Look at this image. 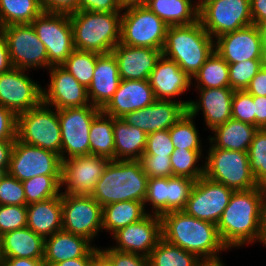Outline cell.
<instances>
[{"label": "cell", "mask_w": 266, "mask_h": 266, "mask_svg": "<svg viewBox=\"0 0 266 266\" xmlns=\"http://www.w3.org/2000/svg\"><path fill=\"white\" fill-rule=\"evenodd\" d=\"M265 205V187L233 192L217 223L219 236L227 249L259 241Z\"/></svg>", "instance_id": "cell-1"}, {"label": "cell", "mask_w": 266, "mask_h": 266, "mask_svg": "<svg viewBox=\"0 0 266 266\" xmlns=\"http://www.w3.org/2000/svg\"><path fill=\"white\" fill-rule=\"evenodd\" d=\"M162 238L199 259L218 258L227 250L217 225L188 215L184 210L171 211L161 216Z\"/></svg>", "instance_id": "cell-2"}, {"label": "cell", "mask_w": 266, "mask_h": 266, "mask_svg": "<svg viewBox=\"0 0 266 266\" xmlns=\"http://www.w3.org/2000/svg\"><path fill=\"white\" fill-rule=\"evenodd\" d=\"M147 180L139 160H110L91 196L102 207L122 201L144 203Z\"/></svg>", "instance_id": "cell-3"}, {"label": "cell", "mask_w": 266, "mask_h": 266, "mask_svg": "<svg viewBox=\"0 0 266 266\" xmlns=\"http://www.w3.org/2000/svg\"><path fill=\"white\" fill-rule=\"evenodd\" d=\"M214 41L200 20L190 25L168 26L162 55L175 61L193 80L214 52Z\"/></svg>", "instance_id": "cell-4"}, {"label": "cell", "mask_w": 266, "mask_h": 266, "mask_svg": "<svg viewBox=\"0 0 266 266\" xmlns=\"http://www.w3.org/2000/svg\"><path fill=\"white\" fill-rule=\"evenodd\" d=\"M121 16L122 11L70 13L74 49L98 54L111 53L120 43Z\"/></svg>", "instance_id": "cell-5"}, {"label": "cell", "mask_w": 266, "mask_h": 266, "mask_svg": "<svg viewBox=\"0 0 266 266\" xmlns=\"http://www.w3.org/2000/svg\"><path fill=\"white\" fill-rule=\"evenodd\" d=\"M204 176L211 181L224 184L234 191H246L258 187L250 170L247 152L215 148L210 143Z\"/></svg>", "instance_id": "cell-6"}, {"label": "cell", "mask_w": 266, "mask_h": 266, "mask_svg": "<svg viewBox=\"0 0 266 266\" xmlns=\"http://www.w3.org/2000/svg\"><path fill=\"white\" fill-rule=\"evenodd\" d=\"M16 139L53 151L61 157L62 140L58 110L41 102L38 106L17 115Z\"/></svg>", "instance_id": "cell-7"}, {"label": "cell", "mask_w": 266, "mask_h": 266, "mask_svg": "<svg viewBox=\"0 0 266 266\" xmlns=\"http://www.w3.org/2000/svg\"><path fill=\"white\" fill-rule=\"evenodd\" d=\"M120 43L162 50L168 26L146 6L122 9Z\"/></svg>", "instance_id": "cell-8"}, {"label": "cell", "mask_w": 266, "mask_h": 266, "mask_svg": "<svg viewBox=\"0 0 266 266\" xmlns=\"http://www.w3.org/2000/svg\"><path fill=\"white\" fill-rule=\"evenodd\" d=\"M31 24L46 47L48 69L61 66L74 50L69 14L43 11Z\"/></svg>", "instance_id": "cell-9"}, {"label": "cell", "mask_w": 266, "mask_h": 266, "mask_svg": "<svg viewBox=\"0 0 266 266\" xmlns=\"http://www.w3.org/2000/svg\"><path fill=\"white\" fill-rule=\"evenodd\" d=\"M101 111V109L91 104L58 110L62 140V161L90 154V126L93 119Z\"/></svg>", "instance_id": "cell-10"}, {"label": "cell", "mask_w": 266, "mask_h": 266, "mask_svg": "<svg viewBox=\"0 0 266 266\" xmlns=\"http://www.w3.org/2000/svg\"><path fill=\"white\" fill-rule=\"evenodd\" d=\"M199 20L205 31L217 38L253 24L250 0H209L199 8Z\"/></svg>", "instance_id": "cell-11"}, {"label": "cell", "mask_w": 266, "mask_h": 266, "mask_svg": "<svg viewBox=\"0 0 266 266\" xmlns=\"http://www.w3.org/2000/svg\"><path fill=\"white\" fill-rule=\"evenodd\" d=\"M7 43L13 68H48L45 45L39 40L32 24H13L0 28Z\"/></svg>", "instance_id": "cell-12"}, {"label": "cell", "mask_w": 266, "mask_h": 266, "mask_svg": "<svg viewBox=\"0 0 266 266\" xmlns=\"http://www.w3.org/2000/svg\"><path fill=\"white\" fill-rule=\"evenodd\" d=\"M62 229L92 242L102 230V206L91 196L61 193Z\"/></svg>", "instance_id": "cell-13"}, {"label": "cell", "mask_w": 266, "mask_h": 266, "mask_svg": "<svg viewBox=\"0 0 266 266\" xmlns=\"http://www.w3.org/2000/svg\"><path fill=\"white\" fill-rule=\"evenodd\" d=\"M62 160L53 151L14 141L8 173L23 182L35 176H61Z\"/></svg>", "instance_id": "cell-14"}, {"label": "cell", "mask_w": 266, "mask_h": 266, "mask_svg": "<svg viewBox=\"0 0 266 266\" xmlns=\"http://www.w3.org/2000/svg\"><path fill=\"white\" fill-rule=\"evenodd\" d=\"M234 190L205 176L196 180L184 211L192 217L217 225Z\"/></svg>", "instance_id": "cell-15"}, {"label": "cell", "mask_w": 266, "mask_h": 266, "mask_svg": "<svg viewBox=\"0 0 266 266\" xmlns=\"http://www.w3.org/2000/svg\"><path fill=\"white\" fill-rule=\"evenodd\" d=\"M25 70L12 68L0 74V105L16 116L42 102V87L25 74Z\"/></svg>", "instance_id": "cell-16"}, {"label": "cell", "mask_w": 266, "mask_h": 266, "mask_svg": "<svg viewBox=\"0 0 266 266\" xmlns=\"http://www.w3.org/2000/svg\"><path fill=\"white\" fill-rule=\"evenodd\" d=\"M109 159L89 154L62 161L61 188L68 194L91 195Z\"/></svg>", "instance_id": "cell-17"}, {"label": "cell", "mask_w": 266, "mask_h": 266, "mask_svg": "<svg viewBox=\"0 0 266 266\" xmlns=\"http://www.w3.org/2000/svg\"><path fill=\"white\" fill-rule=\"evenodd\" d=\"M112 237L117 244L111 249L148 257L162 238L161 216L150 212L140 221L119 229Z\"/></svg>", "instance_id": "cell-18"}, {"label": "cell", "mask_w": 266, "mask_h": 266, "mask_svg": "<svg viewBox=\"0 0 266 266\" xmlns=\"http://www.w3.org/2000/svg\"><path fill=\"white\" fill-rule=\"evenodd\" d=\"M214 40H217L214 41V51L228 64L264 60L261 34L254 24L225 33Z\"/></svg>", "instance_id": "cell-19"}, {"label": "cell", "mask_w": 266, "mask_h": 266, "mask_svg": "<svg viewBox=\"0 0 266 266\" xmlns=\"http://www.w3.org/2000/svg\"><path fill=\"white\" fill-rule=\"evenodd\" d=\"M190 101L156 99L143 109L127 113L122 119L146 134L170 129L186 114Z\"/></svg>", "instance_id": "cell-20"}, {"label": "cell", "mask_w": 266, "mask_h": 266, "mask_svg": "<svg viewBox=\"0 0 266 266\" xmlns=\"http://www.w3.org/2000/svg\"><path fill=\"white\" fill-rule=\"evenodd\" d=\"M50 84L42 89V102L51 108L66 109L90 105L87 88L62 66H51Z\"/></svg>", "instance_id": "cell-21"}, {"label": "cell", "mask_w": 266, "mask_h": 266, "mask_svg": "<svg viewBox=\"0 0 266 266\" xmlns=\"http://www.w3.org/2000/svg\"><path fill=\"white\" fill-rule=\"evenodd\" d=\"M156 100L149 80H121L116 92L102 111L114 118L149 106Z\"/></svg>", "instance_id": "cell-22"}, {"label": "cell", "mask_w": 266, "mask_h": 266, "mask_svg": "<svg viewBox=\"0 0 266 266\" xmlns=\"http://www.w3.org/2000/svg\"><path fill=\"white\" fill-rule=\"evenodd\" d=\"M111 53L116 58L121 80H149L162 50L118 43Z\"/></svg>", "instance_id": "cell-23"}, {"label": "cell", "mask_w": 266, "mask_h": 266, "mask_svg": "<svg viewBox=\"0 0 266 266\" xmlns=\"http://www.w3.org/2000/svg\"><path fill=\"white\" fill-rule=\"evenodd\" d=\"M198 90L200 101H190L187 108L193 118L202 110L205 124L211 131L232 118L231 102L235 90L230 87Z\"/></svg>", "instance_id": "cell-24"}, {"label": "cell", "mask_w": 266, "mask_h": 266, "mask_svg": "<svg viewBox=\"0 0 266 266\" xmlns=\"http://www.w3.org/2000/svg\"><path fill=\"white\" fill-rule=\"evenodd\" d=\"M149 82L157 100H169L184 94L193 85L192 79L179 65L163 55L158 59L151 72Z\"/></svg>", "instance_id": "cell-25"}, {"label": "cell", "mask_w": 266, "mask_h": 266, "mask_svg": "<svg viewBox=\"0 0 266 266\" xmlns=\"http://www.w3.org/2000/svg\"><path fill=\"white\" fill-rule=\"evenodd\" d=\"M120 81L115 56L112 53L101 54L97 58L92 82L87 89L91 105L102 110L112 99Z\"/></svg>", "instance_id": "cell-26"}, {"label": "cell", "mask_w": 266, "mask_h": 266, "mask_svg": "<svg viewBox=\"0 0 266 266\" xmlns=\"http://www.w3.org/2000/svg\"><path fill=\"white\" fill-rule=\"evenodd\" d=\"M91 245L85 237L62 229L44 239L43 261L45 266H54L64 260L84 257L95 247Z\"/></svg>", "instance_id": "cell-27"}, {"label": "cell", "mask_w": 266, "mask_h": 266, "mask_svg": "<svg viewBox=\"0 0 266 266\" xmlns=\"http://www.w3.org/2000/svg\"><path fill=\"white\" fill-rule=\"evenodd\" d=\"M27 227L43 239L62 230L61 194L27 205Z\"/></svg>", "instance_id": "cell-28"}, {"label": "cell", "mask_w": 266, "mask_h": 266, "mask_svg": "<svg viewBox=\"0 0 266 266\" xmlns=\"http://www.w3.org/2000/svg\"><path fill=\"white\" fill-rule=\"evenodd\" d=\"M0 258H44V239L28 227L0 236Z\"/></svg>", "instance_id": "cell-29"}, {"label": "cell", "mask_w": 266, "mask_h": 266, "mask_svg": "<svg viewBox=\"0 0 266 266\" xmlns=\"http://www.w3.org/2000/svg\"><path fill=\"white\" fill-rule=\"evenodd\" d=\"M257 130L256 126L230 118L212 130L215 135L209 137V143L215 148L247 152Z\"/></svg>", "instance_id": "cell-30"}, {"label": "cell", "mask_w": 266, "mask_h": 266, "mask_svg": "<svg viewBox=\"0 0 266 266\" xmlns=\"http://www.w3.org/2000/svg\"><path fill=\"white\" fill-rule=\"evenodd\" d=\"M113 135L115 160H140L146 149L147 134L144 131L122 118H114Z\"/></svg>", "instance_id": "cell-31"}, {"label": "cell", "mask_w": 266, "mask_h": 266, "mask_svg": "<svg viewBox=\"0 0 266 266\" xmlns=\"http://www.w3.org/2000/svg\"><path fill=\"white\" fill-rule=\"evenodd\" d=\"M193 0H148L146 7L167 26L190 25L199 20L198 4Z\"/></svg>", "instance_id": "cell-32"}, {"label": "cell", "mask_w": 266, "mask_h": 266, "mask_svg": "<svg viewBox=\"0 0 266 266\" xmlns=\"http://www.w3.org/2000/svg\"><path fill=\"white\" fill-rule=\"evenodd\" d=\"M144 203L140 201H122L102 207V230L112 234L121 228L140 221L146 213Z\"/></svg>", "instance_id": "cell-33"}, {"label": "cell", "mask_w": 266, "mask_h": 266, "mask_svg": "<svg viewBox=\"0 0 266 266\" xmlns=\"http://www.w3.org/2000/svg\"><path fill=\"white\" fill-rule=\"evenodd\" d=\"M114 117L101 111L90 126V154L115 160Z\"/></svg>", "instance_id": "cell-34"}, {"label": "cell", "mask_w": 266, "mask_h": 266, "mask_svg": "<svg viewBox=\"0 0 266 266\" xmlns=\"http://www.w3.org/2000/svg\"><path fill=\"white\" fill-rule=\"evenodd\" d=\"M42 12L40 0H0V28L31 24Z\"/></svg>", "instance_id": "cell-35"}, {"label": "cell", "mask_w": 266, "mask_h": 266, "mask_svg": "<svg viewBox=\"0 0 266 266\" xmlns=\"http://www.w3.org/2000/svg\"><path fill=\"white\" fill-rule=\"evenodd\" d=\"M193 78L197 89L229 87V64L214 51Z\"/></svg>", "instance_id": "cell-36"}, {"label": "cell", "mask_w": 266, "mask_h": 266, "mask_svg": "<svg viewBox=\"0 0 266 266\" xmlns=\"http://www.w3.org/2000/svg\"><path fill=\"white\" fill-rule=\"evenodd\" d=\"M148 261L149 266H197L200 259L161 238L148 256Z\"/></svg>", "instance_id": "cell-37"}, {"label": "cell", "mask_w": 266, "mask_h": 266, "mask_svg": "<svg viewBox=\"0 0 266 266\" xmlns=\"http://www.w3.org/2000/svg\"><path fill=\"white\" fill-rule=\"evenodd\" d=\"M100 55L95 52L74 49L61 66L88 89L92 82L97 58Z\"/></svg>", "instance_id": "cell-38"}, {"label": "cell", "mask_w": 266, "mask_h": 266, "mask_svg": "<svg viewBox=\"0 0 266 266\" xmlns=\"http://www.w3.org/2000/svg\"><path fill=\"white\" fill-rule=\"evenodd\" d=\"M26 205L37 203L61 194V176H35L22 182Z\"/></svg>", "instance_id": "cell-39"}, {"label": "cell", "mask_w": 266, "mask_h": 266, "mask_svg": "<svg viewBox=\"0 0 266 266\" xmlns=\"http://www.w3.org/2000/svg\"><path fill=\"white\" fill-rule=\"evenodd\" d=\"M194 118L186 112L170 129L169 134L175 149L202 150L201 140Z\"/></svg>", "instance_id": "cell-40"}, {"label": "cell", "mask_w": 266, "mask_h": 266, "mask_svg": "<svg viewBox=\"0 0 266 266\" xmlns=\"http://www.w3.org/2000/svg\"><path fill=\"white\" fill-rule=\"evenodd\" d=\"M202 150L174 149L171 157L173 176H184L198 180L204 176V165L197 166L203 156Z\"/></svg>", "instance_id": "cell-41"}, {"label": "cell", "mask_w": 266, "mask_h": 266, "mask_svg": "<svg viewBox=\"0 0 266 266\" xmlns=\"http://www.w3.org/2000/svg\"><path fill=\"white\" fill-rule=\"evenodd\" d=\"M247 153L256 183L266 188V129H258L255 132Z\"/></svg>", "instance_id": "cell-42"}, {"label": "cell", "mask_w": 266, "mask_h": 266, "mask_svg": "<svg viewBox=\"0 0 266 266\" xmlns=\"http://www.w3.org/2000/svg\"><path fill=\"white\" fill-rule=\"evenodd\" d=\"M195 182L184 176L167 177V213L185 209Z\"/></svg>", "instance_id": "cell-43"}, {"label": "cell", "mask_w": 266, "mask_h": 266, "mask_svg": "<svg viewBox=\"0 0 266 266\" xmlns=\"http://www.w3.org/2000/svg\"><path fill=\"white\" fill-rule=\"evenodd\" d=\"M264 66V60H247L229 64V87L246 90L252 78Z\"/></svg>", "instance_id": "cell-44"}, {"label": "cell", "mask_w": 266, "mask_h": 266, "mask_svg": "<svg viewBox=\"0 0 266 266\" xmlns=\"http://www.w3.org/2000/svg\"><path fill=\"white\" fill-rule=\"evenodd\" d=\"M146 203H151L153 215L162 216L167 213V177L148 178L144 207Z\"/></svg>", "instance_id": "cell-45"}, {"label": "cell", "mask_w": 266, "mask_h": 266, "mask_svg": "<svg viewBox=\"0 0 266 266\" xmlns=\"http://www.w3.org/2000/svg\"><path fill=\"white\" fill-rule=\"evenodd\" d=\"M27 227V205H0V236Z\"/></svg>", "instance_id": "cell-46"}, {"label": "cell", "mask_w": 266, "mask_h": 266, "mask_svg": "<svg viewBox=\"0 0 266 266\" xmlns=\"http://www.w3.org/2000/svg\"><path fill=\"white\" fill-rule=\"evenodd\" d=\"M253 96L246 90H235L231 102L232 118L255 126Z\"/></svg>", "instance_id": "cell-47"}, {"label": "cell", "mask_w": 266, "mask_h": 266, "mask_svg": "<svg viewBox=\"0 0 266 266\" xmlns=\"http://www.w3.org/2000/svg\"><path fill=\"white\" fill-rule=\"evenodd\" d=\"M0 205H26L22 182L9 173L0 181Z\"/></svg>", "instance_id": "cell-48"}, {"label": "cell", "mask_w": 266, "mask_h": 266, "mask_svg": "<svg viewBox=\"0 0 266 266\" xmlns=\"http://www.w3.org/2000/svg\"><path fill=\"white\" fill-rule=\"evenodd\" d=\"M139 161L148 178L173 176L170 156L143 154Z\"/></svg>", "instance_id": "cell-49"}, {"label": "cell", "mask_w": 266, "mask_h": 266, "mask_svg": "<svg viewBox=\"0 0 266 266\" xmlns=\"http://www.w3.org/2000/svg\"><path fill=\"white\" fill-rule=\"evenodd\" d=\"M174 149L169 129H165L147 134L146 149L143 154L171 156Z\"/></svg>", "instance_id": "cell-50"}, {"label": "cell", "mask_w": 266, "mask_h": 266, "mask_svg": "<svg viewBox=\"0 0 266 266\" xmlns=\"http://www.w3.org/2000/svg\"><path fill=\"white\" fill-rule=\"evenodd\" d=\"M99 250L114 264V266H149L148 257L141 254L120 252L111 248Z\"/></svg>", "instance_id": "cell-51"}, {"label": "cell", "mask_w": 266, "mask_h": 266, "mask_svg": "<svg viewBox=\"0 0 266 266\" xmlns=\"http://www.w3.org/2000/svg\"><path fill=\"white\" fill-rule=\"evenodd\" d=\"M17 116L0 105V140H16Z\"/></svg>", "instance_id": "cell-52"}, {"label": "cell", "mask_w": 266, "mask_h": 266, "mask_svg": "<svg viewBox=\"0 0 266 266\" xmlns=\"http://www.w3.org/2000/svg\"><path fill=\"white\" fill-rule=\"evenodd\" d=\"M78 11H123L119 0H78Z\"/></svg>", "instance_id": "cell-53"}, {"label": "cell", "mask_w": 266, "mask_h": 266, "mask_svg": "<svg viewBox=\"0 0 266 266\" xmlns=\"http://www.w3.org/2000/svg\"><path fill=\"white\" fill-rule=\"evenodd\" d=\"M44 12L67 13L78 11V0H40Z\"/></svg>", "instance_id": "cell-54"}, {"label": "cell", "mask_w": 266, "mask_h": 266, "mask_svg": "<svg viewBox=\"0 0 266 266\" xmlns=\"http://www.w3.org/2000/svg\"><path fill=\"white\" fill-rule=\"evenodd\" d=\"M246 91L252 96L266 97V68L263 66L258 73L252 78Z\"/></svg>", "instance_id": "cell-55"}, {"label": "cell", "mask_w": 266, "mask_h": 266, "mask_svg": "<svg viewBox=\"0 0 266 266\" xmlns=\"http://www.w3.org/2000/svg\"><path fill=\"white\" fill-rule=\"evenodd\" d=\"M255 126L258 129H266V97L253 96Z\"/></svg>", "instance_id": "cell-56"}, {"label": "cell", "mask_w": 266, "mask_h": 266, "mask_svg": "<svg viewBox=\"0 0 266 266\" xmlns=\"http://www.w3.org/2000/svg\"><path fill=\"white\" fill-rule=\"evenodd\" d=\"M250 12L254 25L266 21V0H250Z\"/></svg>", "instance_id": "cell-57"}, {"label": "cell", "mask_w": 266, "mask_h": 266, "mask_svg": "<svg viewBox=\"0 0 266 266\" xmlns=\"http://www.w3.org/2000/svg\"><path fill=\"white\" fill-rule=\"evenodd\" d=\"M99 251L98 247H94L86 256L68 259L56 263L54 266H92L94 255Z\"/></svg>", "instance_id": "cell-58"}, {"label": "cell", "mask_w": 266, "mask_h": 266, "mask_svg": "<svg viewBox=\"0 0 266 266\" xmlns=\"http://www.w3.org/2000/svg\"><path fill=\"white\" fill-rule=\"evenodd\" d=\"M2 266H45L43 259L0 258Z\"/></svg>", "instance_id": "cell-59"}, {"label": "cell", "mask_w": 266, "mask_h": 266, "mask_svg": "<svg viewBox=\"0 0 266 266\" xmlns=\"http://www.w3.org/2000/svg\"><path fill=\"white\" fill-rule=\"evenodd\" d=\"M13 68L7 43L0 33V74Z\"/></svg>", "instance_id": "cell-60"}, {"label": "cell", "mask_w": 266, "mask_h": 266, "mask_svg": "<svg viewBox=\"0 0 266 266\" xmlns=\"http://www.w3.org/2000/svg\"><path fill=\"white\" fill-rule=\"evenodd\" d=\"M15 140H0V167L9 168Z\"/></svg>", "instance_id": "cell-61"}, {"label": "cell", "mask_w": 266, "mask_h": 266, "mask_svg": "<svg viewBox=\"0 0 266 266\" xmlns=\"http://www.w3.org/2000/svg\"><path fill=\"white\" fill-rule=\"evenodd\" d=\"M92 266H114V264L99 250L94 255Z\"/></svg>", "instance_id": "cell-62"}, {"label": "cell", "mask_w": 266, "mask_h": 266, "mask_svg": "<svg viewBox=\"0 0 266 266\" xmlns=\"http://www.w3.org/2000/svg\"><path fill=\"white\" fill-rule=\"evenodd\" d=\"M121 8L127 9L131 7L146 6L148 0H119Z\"/></svg>", "instance_id": "cell-63"}, {"label": "cell", "mask_w": 266, "mask_h": 266, "mask_svg": "<svg viewBox=\"0 0 266 266\" xmlns=\"http://www.w3.org/2000/svg\"><path fill=\"white\" fill-rule=\"evenodd\" d=\"M220 258L200 259L197 266H224Z\"/></svg>", "instance_id": "cell-64"}, {"label": "cell", "mask_w": 266, "mask_h": 266, "mask_svg": "<svg viewBox=\"0 0 266 266\" xmlns=\"http://www.w3.org/2000/svg\"><path fill=\"white\" fill-rule=\"evenodd\" d=\"M261 34L262 46H263V56L266 58V21L257 25Z\"/></svg>", "instance_id": "cell-65"}, {"label": "cell", "mask_w": 266, "mask_h": 266, "mask_svg": "<svg viewBox=\"0 0 266 266\" xmlns=\"http://www.w3.org/2000/svg\"><path fill=\"white\" fill-rule=\"evenodd\" d=\"M258 242L266 246V205L264 208L262 224H261V236Z\"/></svg>", "instance_id": "cell-66"}, {"label": "cell", "mask_w": 266, "mask_h": 266, "mask_svg": "<svg viewBox=\"0 0 266 266\" xmlns=\"http://www.w3.org/2000/svg\"><path fill=\"white\" fill-rule=\"evenodd\" d=\"M8 169L0 167V181L8 174Z\"/></svg>", "instance_id": "cell-67"}, {"label": "cell", "mask_w": 266, "mask_h": 266, "mask_svg": "<svg viewBox=\"0 0 266 266\" xmlns=\"http://www.w3.org/2000/svg\"><path fill=\"white\" fill-rule=\"evenodd\" d=\"M206 1H209V0H201L198 4V7L200 8Z\"/></svg>", "instance_id": "cell-68"}, {"label": "cell", "mask_w": 266, "mask_h": 266, "mask_svg": "<svg viewBox=\"0 0 266 266\" xmlns=\"http://www.w3.org/2000/svg\"><path fill=\"white\" fill-rule=\"evenodd\" d=\"M264 67L266 68V58H264Z\"/></svg>", "instance_id": "cell-69"}]
</instances>
